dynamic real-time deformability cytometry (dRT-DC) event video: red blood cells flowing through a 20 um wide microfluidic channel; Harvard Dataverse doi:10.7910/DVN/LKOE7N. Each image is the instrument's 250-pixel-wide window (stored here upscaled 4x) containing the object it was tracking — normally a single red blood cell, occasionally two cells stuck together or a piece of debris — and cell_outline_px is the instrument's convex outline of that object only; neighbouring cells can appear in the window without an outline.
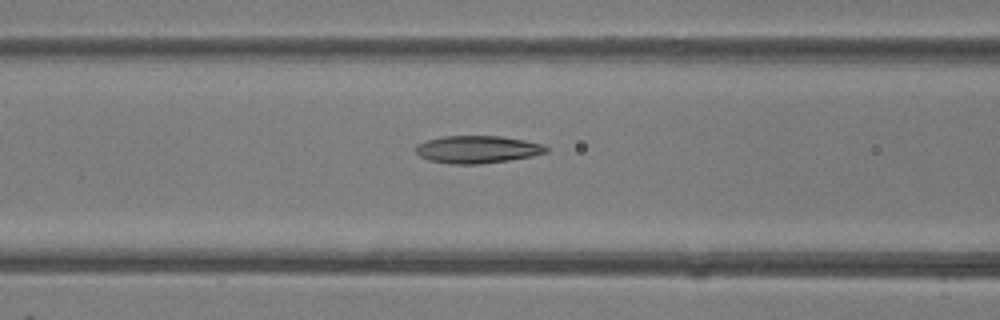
{"species": "common noctule bat (a hibernating species)", "species_latin": "Nyctalus noctula", "temperature_condition": "room temperature", "stored_images_in_passage": 6, "camera_frame_rate_fps": 3000, "um_per_image_px": 0.085, "animal": {"sex": "female"}, "frame": {"image": 1, "passage_image": 6, "time_ms": 6.667, "image_size_px": [1000, 320], "cell_outline_px": [[548, 152], [532, 156], [508, 160], [480, 164], [452, 164], [428, 160], [420, 156], [416, 152], [416, 144], [428, 140], [444, 136], [500, 136], [524, 140], [544, 144], [548, 148]], "centroid_in_image_um": [40.59, 12.7], "position_along_channel_um": 126.0, "area_um2": 20.87}}